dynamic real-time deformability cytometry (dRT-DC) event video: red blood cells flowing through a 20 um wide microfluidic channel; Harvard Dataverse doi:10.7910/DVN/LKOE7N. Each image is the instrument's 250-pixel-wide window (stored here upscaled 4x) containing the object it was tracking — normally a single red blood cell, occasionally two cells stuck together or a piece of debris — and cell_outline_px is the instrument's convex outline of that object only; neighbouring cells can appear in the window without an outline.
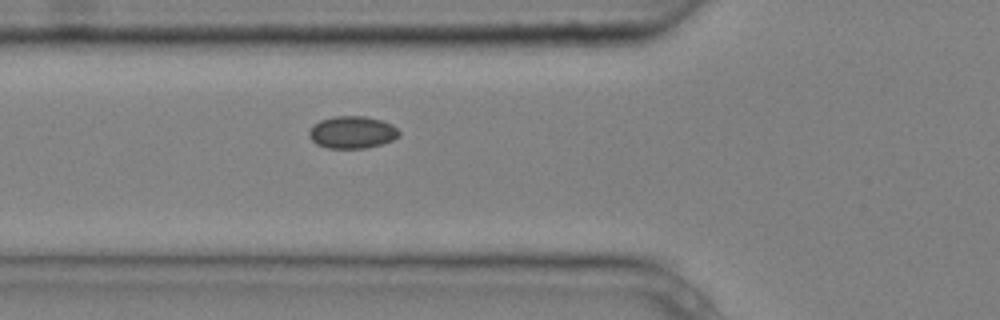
{"species": "common noctule bat (a hibernating species)", "species_latin": "Nyctalus noctula", "temperature_condition": "cold", "stored_images_in_passage": 6, "camera_frame_rate_fps": 3000, "um_per_image_px": 0.085, "animal": {"sex": "male", "body_mass_g": 20.4}, "frame": {"image": 1, "passage_image": 6, "time_ms": 1.667, "image_size_px": [1000, 320], "cell_outline_px": [[400, 136], [392, 140], [380, 144], [364, 148], [328, 148], [316, 144], [308, 136], [308, 132], [312, 124], [320, 120], [332, 116], [364, 116], [380, 120], [392, 124], [400, 132]], "centroid_in_image_um": [29.9, 11.23], "position_along_channel_um": 95.9, "area_um2": 16.99}}